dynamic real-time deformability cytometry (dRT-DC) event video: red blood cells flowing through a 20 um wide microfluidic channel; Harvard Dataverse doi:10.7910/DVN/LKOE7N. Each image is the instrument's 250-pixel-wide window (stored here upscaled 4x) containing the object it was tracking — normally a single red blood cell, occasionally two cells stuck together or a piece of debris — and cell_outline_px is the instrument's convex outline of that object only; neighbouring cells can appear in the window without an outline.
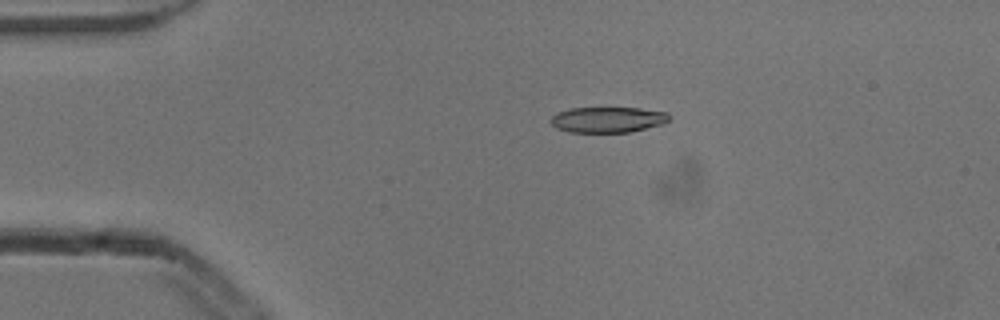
{"species": "common noctule bat (a hibernating species)", "species_latin": "Nyctalus noctula", "temperature_condition": "cold", "stored_images_in_passage": 4, "camera_frame_rate_fps": 3000, "um_per_image_px": 0.085, "animal": {"sex": "male", "body_mass_g": 13.3}, "frame": {"image": 1, "passage_image": 3, "time_ms": 0.667, "image_size_px": [1000, 320], "cell_outline_px": [[672, 116], [664, 124], [628, 132], [568, 132], [556, 128], [552, 124], [552, 116], [556, 112], [568, 108], [640, 108], [668, 112]], "centroid_in_image_um": [51.68, 10.16], "position_along_channel_um": 33.3, "area_um2": 17.8}}